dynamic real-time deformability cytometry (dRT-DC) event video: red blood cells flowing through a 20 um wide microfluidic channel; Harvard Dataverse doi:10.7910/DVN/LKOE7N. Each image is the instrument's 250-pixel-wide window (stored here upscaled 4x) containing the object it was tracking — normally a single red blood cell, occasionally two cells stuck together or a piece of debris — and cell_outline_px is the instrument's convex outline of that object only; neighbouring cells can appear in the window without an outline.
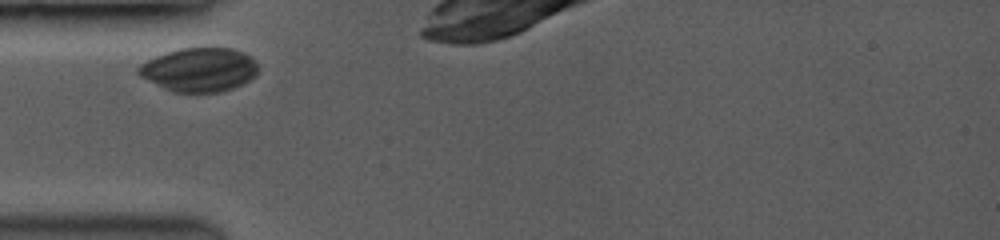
{"species": "common noctule bat (a hibernating species)", "species_latin": "Nyctalus noctula", "temperature_condition": "room temperature", "stored_images_in_passage": 9, "camera_frame_rate_fps": 3500, "um_per_image_px": 0.085, "animal": {"sex": "female", "body_mass_g": 19.0, "forearm_length_mm": 53.3}, "frame": {"image": 1, "passage_image": 1, "time_ms": 0.0, "image_size_px": [1000, 240], "cell_outline_px": [[260, 68], [248, 80], [232, 88], [216, 92], [176, 92], [164, 88], [140, 76], [136, 72], [136, 68], [140, 64], [156, 56], [180, 48], [232, 48], [244, 52], [252, 56]], "centroid_in_image_um": [16.94, 5.91], "position_along_channel_um": 68.1, "area_um2": 30.35}}
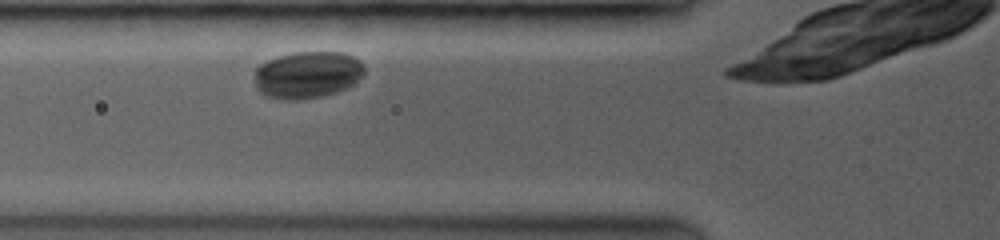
{"frame": {"image": 2, "passage_image": 3, "time_ms": 0.857, "image_size_px": [1000, 240], "cell_outline_px": [[364, 72], [352, 84], [344, 88], [320, 96], [272, 96], [260, 92], [256, 88], [256, 68], [260, 64], [268, 60], [280, 56], [296, 52], [344, 52], [360, 60], [364, 68]], "centroid_in_image_um": [26.16, 6.28], "position_along_channel_um": 99.6, "area_um2": 28.61}}